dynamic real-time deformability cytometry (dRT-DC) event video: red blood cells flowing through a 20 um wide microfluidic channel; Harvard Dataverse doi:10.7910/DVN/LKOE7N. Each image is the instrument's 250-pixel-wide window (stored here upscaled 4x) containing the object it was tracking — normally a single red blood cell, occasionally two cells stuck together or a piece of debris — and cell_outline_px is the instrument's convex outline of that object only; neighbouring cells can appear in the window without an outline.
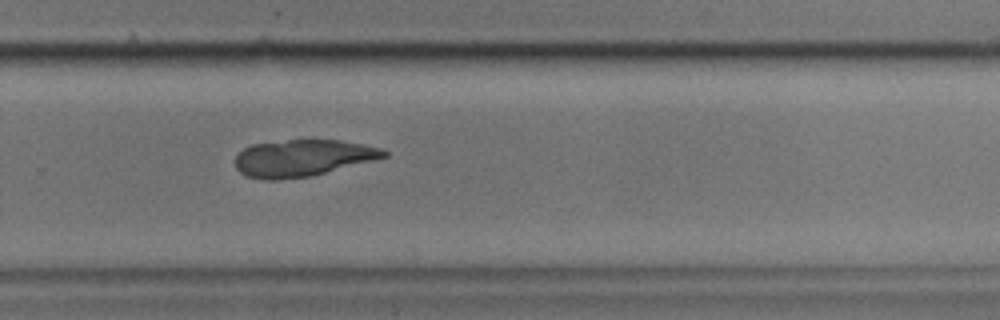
{"species": "common noctule bat (a hibernating species)", "species_latin": "Nyctalus noctula", "temperature_condition": "cold", "stored_images_in_passage": 43, "camera_frame_rate_fps": 3000, "um_per_image_px": 0.085, "animal": {"sex": "male", "body_mass_g": 17.9}, "frame": {"image": 1, "passage_image": 24, "time_ms": 7.667, "image_size_px": [1000, 320], "cell_outline_px": [[388, 156], [312, 176], [276, 180], [260, 180], [248, 176], [240, 172], [236, 168], [236, 156], [244, 148], [252, 144], [288, 140], [340, 140], [364, 144], [380, 148], [388, 152]], "centroid_in_image_um": [25.71, 13.43], "position_along_channel_um": 304.1, "area_um2": 31.73}}